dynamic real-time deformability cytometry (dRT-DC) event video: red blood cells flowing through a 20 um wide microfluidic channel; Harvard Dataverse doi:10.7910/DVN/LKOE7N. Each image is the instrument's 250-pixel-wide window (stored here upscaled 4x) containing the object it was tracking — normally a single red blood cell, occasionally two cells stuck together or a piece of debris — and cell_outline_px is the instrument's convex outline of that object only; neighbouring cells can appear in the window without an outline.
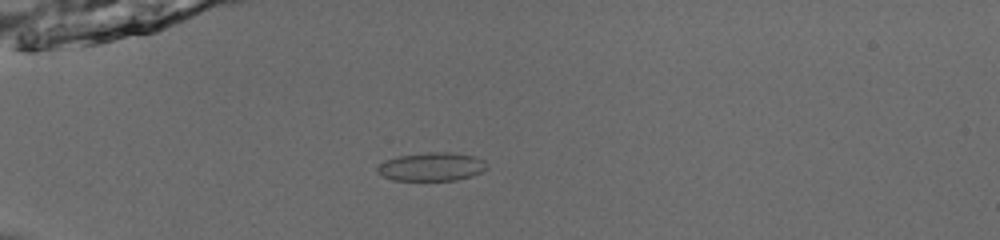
{"species": "common noctule bat (a hibernating species)", "species_latin": "Nyctalus noctula", "temperature_condition": "room temperature", "stored_images_in_passage": 38, "camera_frame_rate_fps": 3000, "um_per_image_px": 0.085, "animal": {"sex": "male", "body_mass_g": 13.0, "forearm_length_mm": 53.1}, "frame": {"image": 1, "passage_image": 2, "time_ms": 0.333, "image_size_px": [1000, 240], "cell_outline_px": [[488, 168], [472, 176], [456, 180], [392, 180], [376, 172], [376, 168], [380, 164], [388, 160], [400, 156], [428, 152], [448, 152], [476, 156], [484, 160], [488, 164]], "centroid_in_image_um": [36.73, 14.17], "position_along_channel_um": 48.3, "area_um2": 18.09}}
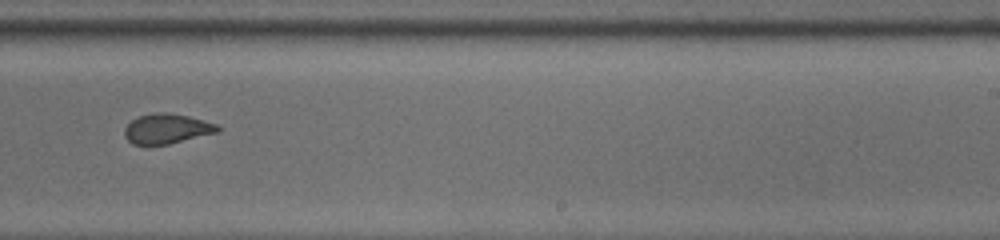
{"frame": {"image": 2, "passage_image": 21, "time_ms": 6.667, "image_size_px": [1000, 240], "cell_outline_px": [[220, 132], [168, 144], [132, 144], [124, 136], [124, 128], [132, 120], [140, 116], [156, 112], [168, 112], [188, 116], [204, 120], [216, 124], [220, 128]], "centroid_in_image_um": [14.19, 10.94], "position_along_channel_um": 274.8, "area_um2": 16.18}}
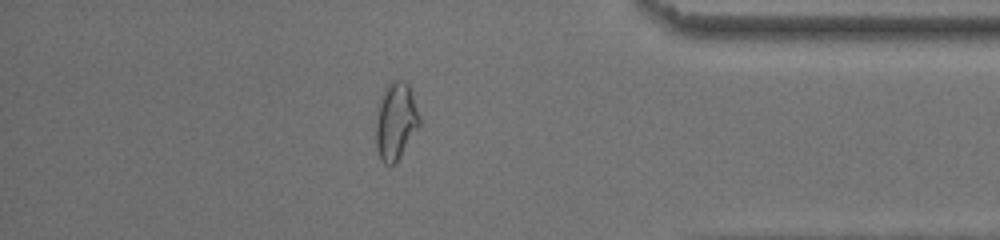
{"frame": {"image": 3, "passage_image": 32, "time_ms": 10.333, "image_size_px": [1000, 240], "cell_outline_px": [[420, 124], [396, 164], [384, 164], [380, 160], [376, 148], [376, 124], [380, 100], [384, 88], [392, 80], [404, 80], [408, 84], [412, 92], [420, 116]], "centroid_in_image_um": [33.64, 10.31], "position_along_channel_um": 401.6, "area_um2": 19.65}}